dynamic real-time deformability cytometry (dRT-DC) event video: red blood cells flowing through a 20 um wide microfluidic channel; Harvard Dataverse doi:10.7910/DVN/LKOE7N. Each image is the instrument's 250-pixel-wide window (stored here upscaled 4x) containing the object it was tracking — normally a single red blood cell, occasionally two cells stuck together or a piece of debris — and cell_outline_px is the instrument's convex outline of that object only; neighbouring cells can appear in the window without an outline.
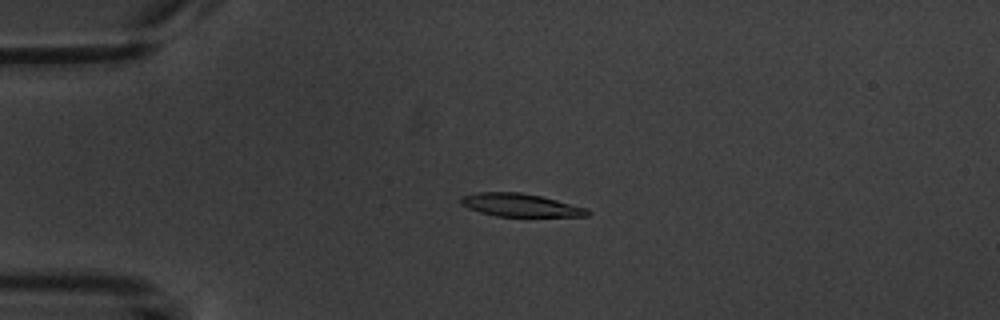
{"species": "common noctule bat (a hibernating species)", "species_latin": "Nyctalus noctula", "temperature_condition": "warm", "stored_images_in_passage": 6, "camera_frame_rate_fps": 3000, "um_per_image_px": 0.085, "animal": {"sex": "male", "body_mass_g": 20.1, "forearm_length_mm": 53.5}, "frame": {"image": 1, "passage_image": 4, "time_ms": 4.333, "image_size_px": [1000, 320], "cell_outline_px": [[592, 212], [588, 216], [496, 216], [480, 212], [468, 208], [460, 204], [460, 196], [480, 192], [520, 192], [540, 196], [588, 208]], "centroid_in_image_um": [44.22, 17.43], "position_along_channel_um": 40.8, "area_um2": 16.94}}
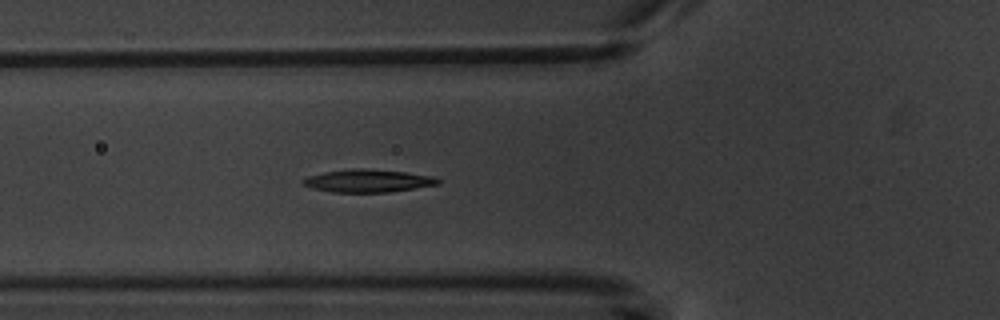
{"frame": {"image": 2, "passage_image": 6, "time_ms": 6.667, "image_size_px": [1000, 320], "cell_outline_px": [[440, 184], [388, 192], [328, 192], [312, 188], [304, 184], [300, 180], [308, 176], [324, 172], [352, 168], [364, 168], [408, 172], [436, 176], [440, 180]], "centroid_in_image_um": [31.29, 15.36], "position_along_channel_um": 94.5, "area_um2": 18.09}}